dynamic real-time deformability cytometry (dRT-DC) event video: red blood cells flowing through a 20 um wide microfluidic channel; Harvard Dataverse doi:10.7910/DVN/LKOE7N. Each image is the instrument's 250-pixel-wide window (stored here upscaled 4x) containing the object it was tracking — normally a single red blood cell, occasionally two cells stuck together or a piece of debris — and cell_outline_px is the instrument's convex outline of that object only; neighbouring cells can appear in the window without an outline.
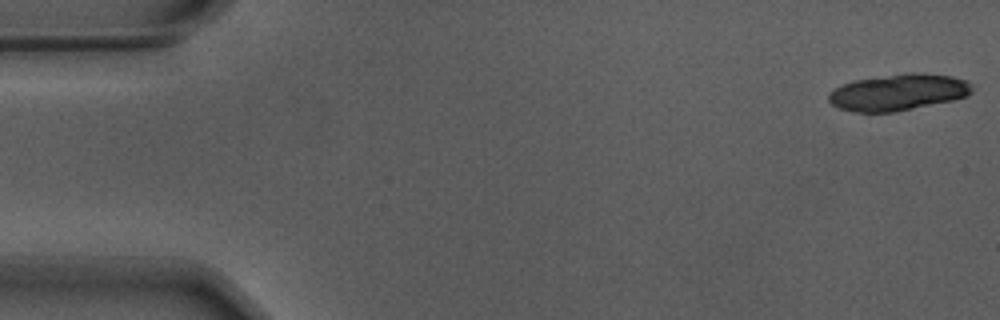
{"species": "Egyptian fruit bat (a non-hibernating species)", "species_latin": "Rousettus aegyptiacus", "temperature_condition": "warm", "stored_images_in_passage": 13, "camera_frame_rate_fps": 3000, "um_per_image_px": 0.085, "animal": {"sex": "male"}, "frame": {"image": 1, "passage_image": 1, "time_ms": 0.0, "image_size_px": [1000, 320], "cell_outline_px": [[972, 92], [968, 96], [952, 100], [896, 112], [856, 112], [840, 108], [832, 104], [828, 100], [828, 92], [844, 84], [856, 80], [892, 76], [952, 76], [964, 80], [972, 84]], "centroid_in_image_um": [76.32, 7.91], "position_along_channel_um": 8.7, "area_um2": 29.07}}